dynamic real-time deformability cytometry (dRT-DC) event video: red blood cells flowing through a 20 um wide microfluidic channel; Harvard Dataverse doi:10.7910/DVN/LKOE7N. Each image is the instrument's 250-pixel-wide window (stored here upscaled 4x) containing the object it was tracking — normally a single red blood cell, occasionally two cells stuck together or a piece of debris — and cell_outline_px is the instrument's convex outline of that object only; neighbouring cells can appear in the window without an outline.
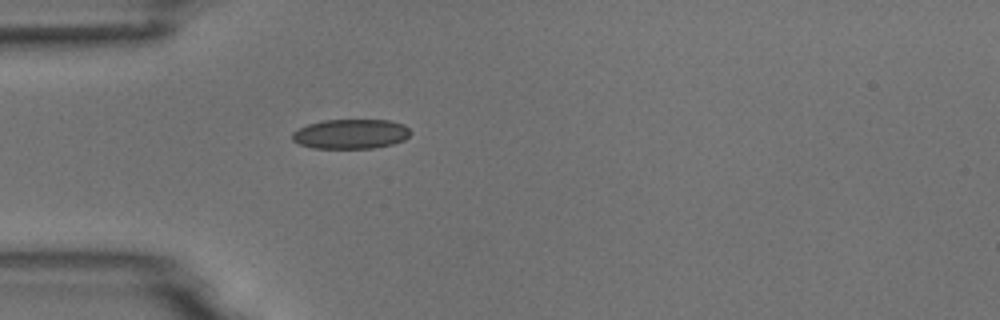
{"species": "common noctule bat (a hibernating species)", "species_latin": "Nyctalus noctula", "temperature_condition": "room temperature", "stored_images_in_passage": 1, "camera_frame_rate_fps": 3000, "um_per_image_px": 0.085, "animal": {"sex": "male", "body_mass_g": 18.8}, "frame": {"image": 1, "passage_image": 1, "time_ms": 0.0, "image_size_px": [1000, 320], "cell_outline_px": [[412, 132], [404, 140], [392, 144], [372, 148], [312, 148], [300, 144], [292, 140], [292, 132], [308, 124], [324, 120], [388, 120], [404, 124]], "centroid_in_image_um": [29.82, 11.38], "position_along_channel_um": 55.2, "area_um2": 20.4}}